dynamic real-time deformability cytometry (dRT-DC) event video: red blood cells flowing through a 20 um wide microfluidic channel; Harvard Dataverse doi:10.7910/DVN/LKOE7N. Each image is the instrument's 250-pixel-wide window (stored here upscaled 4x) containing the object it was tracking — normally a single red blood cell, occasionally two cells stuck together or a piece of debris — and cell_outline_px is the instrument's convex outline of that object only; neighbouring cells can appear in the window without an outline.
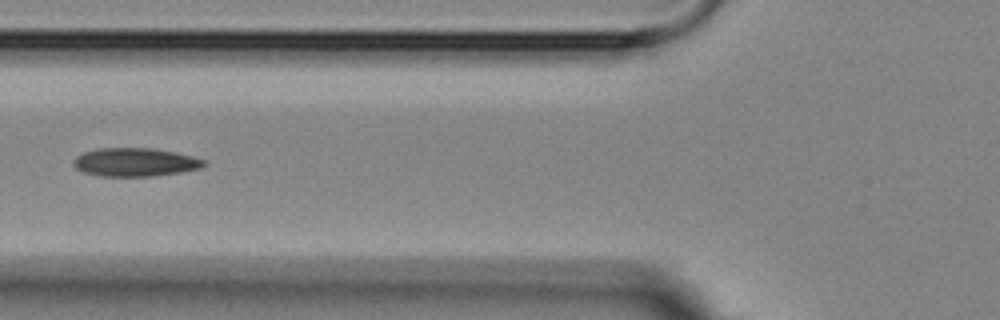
{"species": "Egyptian fruit bat (a non-hibernating species)", "species_latin": "Rousettus aegyptiacus", "temperature_condition": "room temperature", "stored_images_in_passage": 7, "camera_frame_rate_fps": 3000, "um_per_image_px": 0.085, "animal": {"sex": "female"}, "frame": {"image": 1, "passage_image": 7, "time_ms": 6.667, "image_size_px": [1000, 320], "cell_outline_px": [[208, 164], [200, 168], [180, 172], [152, 176], [100, 176], [84, 172], [76, 168], [72, 164], [76, 156], [84, 152], [96, 148], [152, 148], [176, 152], [208, 160]], "centroid_in_image_um": [11.51, 13.78], "position_along_channel_um": 114.3, "area_um2": 21.73}}